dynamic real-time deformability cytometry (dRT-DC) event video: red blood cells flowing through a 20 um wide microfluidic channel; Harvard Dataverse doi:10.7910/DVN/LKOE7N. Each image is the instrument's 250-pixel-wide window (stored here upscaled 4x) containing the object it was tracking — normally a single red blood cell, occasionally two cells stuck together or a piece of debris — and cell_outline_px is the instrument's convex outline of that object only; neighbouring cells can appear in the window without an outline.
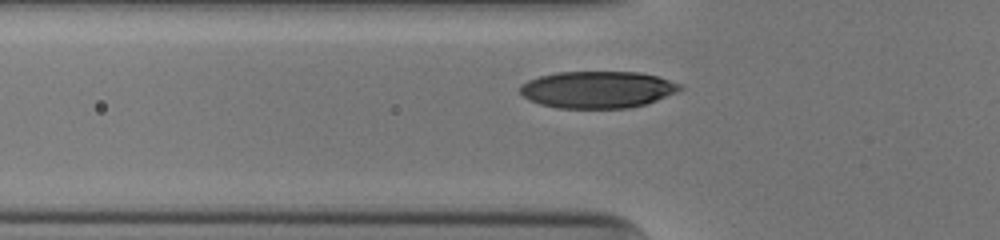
{"species": "human", "species_latin": "Homo sapiens", "temperature_condition": "cold", "stored_images_in_passage": 34, "camera_frame_rate_fps": 3000, "um_per_image_px": 0.085, "donor": {"sex": "male"}, "frame": {"image": 1, "passage_image": 10, "time_ms": 3.0, "image_size_px": [1000, 240], "cell_outline_px": [[684, 88], [676, 92], [656, 100], [644, 104], [628, 108], [560, 108], [540, 104], [528, 100], [520, 92], [520, 84], [528, 80], [540, 76], [556, 72], [640, 72], [656, 76], [684, 84]], "centroid_in_image_um": [50.79, 7.61], "position_along_channel_um": 75.0, "area_um2": 34.45}}
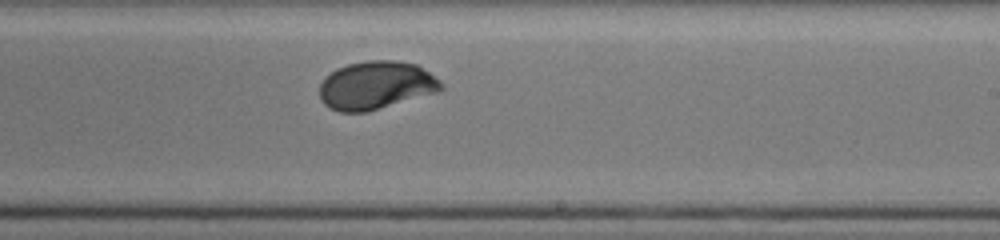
{"frame": {"image": 2, "passage_image": 24, "time_ms": 7.667, "image_size_px": [1000, 240], "cell_outline_px": [[444, 88], [440, 92], [368, 112], [340, 112], [328, 108], [320, 100], [320, 84], [324, 76], [336, 68], [348, 64], [368, 60], [396, 60], [416, 64], [440, 80], [444, 84]], "centroid_in_image_um": [31.96, 7.26], "position_along_channel_um": 257.0, "area_um2": 34.68}}
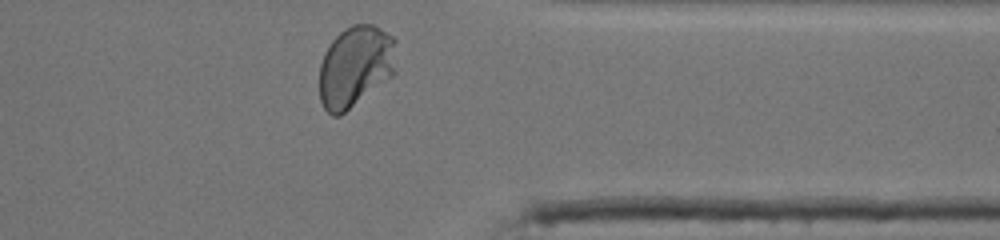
{"frame": {"image": 3, "passage_image": 34, "time_ms": 11.0, "image_size_px": [1000, 240], "cell_outline_px": [[396, 72], [392, 76], [340, 116], [332, 116], [324, 108], [320, 100], [320, 64], [324, 52], [332, 40], [344, 28], [352, 24], [372, 24], [380, 28], [392, 36], [396, 40]], "centroid_in_image_um": [30.22, 5.63], "position_along_channel_um": 381.2, "area_um2": 36.76}, "authors_computed_cell_mechanics": {"area_um2": 34.2465, "velocity_mm_per_s": 3.912, "shape_relaxation_time_tau1_ms": 2.4253, "shape_relaxation_time_tau2_ms": null, "deformation_change_tau1": 0.1499, "deformation_change_tau2": null}}